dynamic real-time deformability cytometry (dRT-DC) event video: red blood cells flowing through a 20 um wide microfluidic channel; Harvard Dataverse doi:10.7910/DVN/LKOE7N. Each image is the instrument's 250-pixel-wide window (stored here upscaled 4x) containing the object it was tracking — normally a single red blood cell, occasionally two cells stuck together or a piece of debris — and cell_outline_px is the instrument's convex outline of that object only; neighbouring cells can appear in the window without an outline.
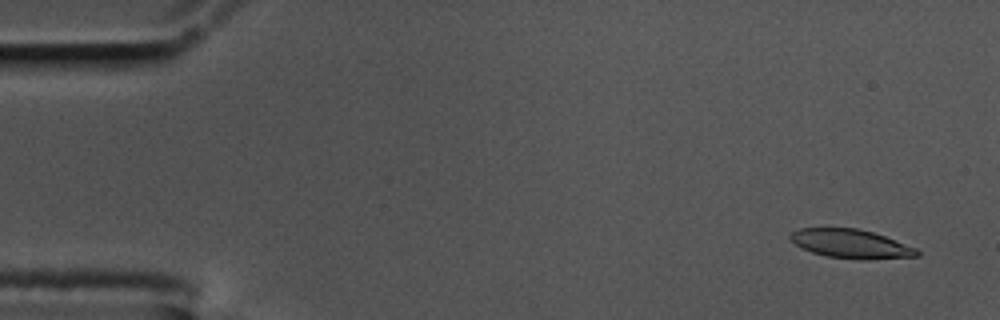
{"species": "common noctule bat (a hibernating species)", "species_latin": "Nyctalus noctula", "temperature_condition": "cold", "stored_images_in_passage": 57, "camera_frame_rate_fps": 3000, "um_per_image_px": 0.085, "animal": {"sex": "male", "body_mass_g": 17.5, "forearm_length_mm": 52.3}, "frame": {"image": 1, "passage_image": 3, "time_ms": 0.667, "image_size_px": [1000, 320], "cell_outline_px": [[920, 256], [864, 260], [860, 260], [828, 256], [812, 252], [796, 244], [788, 236], [792, 232], [800, 228], [856, 228], [872, 232], [884, 236], [916, 248], [920, 252]], "centroid_in_image_um": [72.35, 20.73], "position_along_channel_um": 12.6, "area_um2": 21.1}}
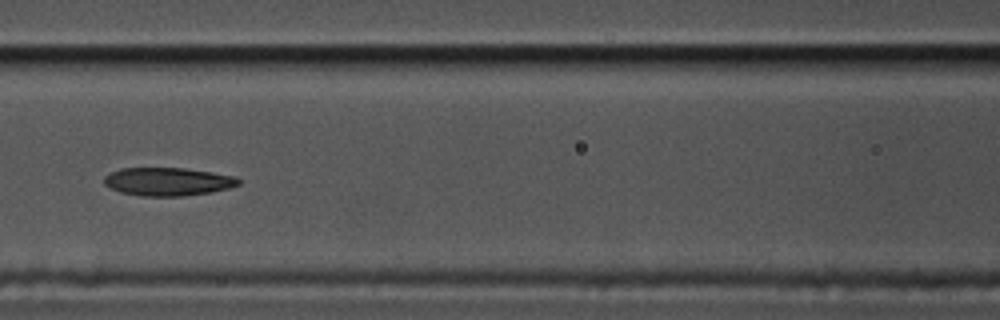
{"frame": {"image": 2, "passage_image": 25, "time_ms": 8.0, "image_size_px": [1000, 320], "cell_outline_px": [[240, 184], [228, 188], [212, 192], [184, 196], [140, 196], [120, 192], [104, 184], [104, 176], [120, 168], [184, 168], [212, 172], [236, 176], [240, 180]], "centroid_in_image_um": [14.28, 15.44], "position_along_channel_um": 152.3, "area_um2": 22.14}}
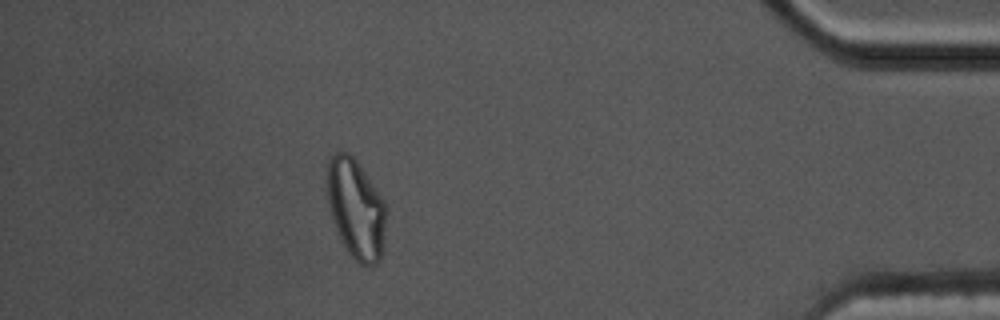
{"frame": {"image": 3, "passage_image": 51, "time_ms": 16.667, "image_size_px": [1000, 320], "cell_outline_px": [[384, 236], [380, 260], [376, 264], [368, 268], [360, 264], [348, 252], [336, 228], [332, 216], [328, 200], [328, 160], [332, 152], [348, 152], [356, 160], [380, 192], [384, 200]], "centroid_in_image_um": [30.26, 17.74], "position_along_channel_um": 404.9, "area_um2": 33.81}, "authors_computed_cell_mechanics": {"area_um2": 22.542, "velocity_mm_per_s": 3.4715, "shape_relaxation_time_tau1_ms": null, "shape_relaxation_time_tau2_ms": 3.9727, "deformation_change_tau1": null, "deformation_change_tau2": 0.1147}}